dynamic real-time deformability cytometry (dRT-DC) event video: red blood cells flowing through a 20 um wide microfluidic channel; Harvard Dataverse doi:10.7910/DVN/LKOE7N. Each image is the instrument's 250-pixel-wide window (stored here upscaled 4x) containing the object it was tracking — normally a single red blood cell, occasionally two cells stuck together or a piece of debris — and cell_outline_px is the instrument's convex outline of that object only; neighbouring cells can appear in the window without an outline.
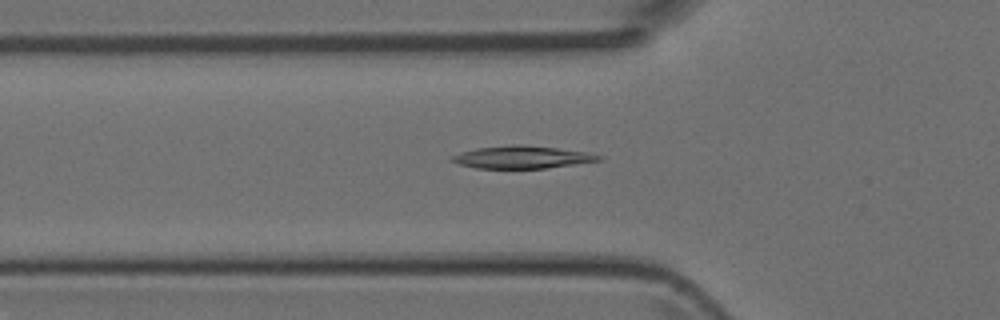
{"species": "Egyptian fruit bat (a non-hibernating species)", "species_latin": "Rousettus aegyptiacus", "temperature_condition": "room temperature", "stored_images_in_passage": 47, "camera_frame_rate_fps": 3000, "um_per_image_px": 0.085, "animal": {"sex": "female"}, "frame": {"image": 1, "passage_image": 15, "time_ms": 4.667, "image_size_px": [1000, 320], "cell_outline_px": [[604, 156], [600, 160], [548, 168], [476, 168], [460, 164], [448, 160], [452, 156], [460, 152], [476, 148], [512, 144], [516, 144], [556, 148], [588, 152]], "centroid_in_image_um": [44.35, 13.35], "position_along_channel_um": 81.4, "area_um2": 19.19}}
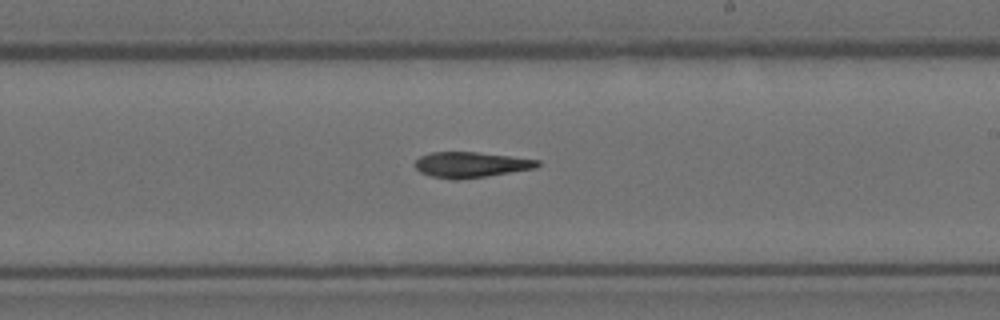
{"frame": {"image": 2, "passage_image": 27, "time_ms": 8.667, "image_size_px": [1000, 320], "cell_outline_px": [[540, 164], [536, 168], [488, 176], [456, 180], [452, 180], [432, 176], [420, 172], [412, 164], [420, 156], [432, 152], [476, 152], [540, 160]], "centroid_in_image_um": [40.0, 14.0], "position_along_channel_um": 249.0, "area_um2": 18.26}}
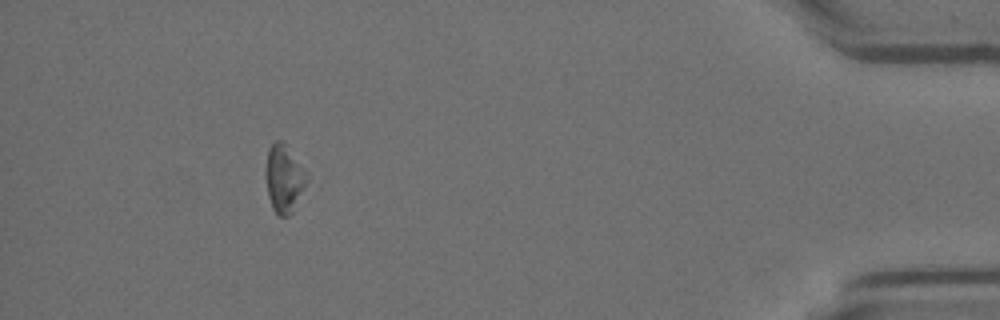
{"frame": {"image": 3, "passage_image": 43, "time_ms": 14.0, "image_size_px": [1000, 320], "cell_outline_px": [[308, 180], [292, 212], [288, 216], [280, 216], [272, 208], [268, 196], [264, 176], [264, 172], [268, 148], [276, 140], [280, 140], [284, 144], [308, 172]], "centroid_in_image_um": [24.12, 15.18], "position_along_channel_um": 411.1, "area_um2": 16.3}}